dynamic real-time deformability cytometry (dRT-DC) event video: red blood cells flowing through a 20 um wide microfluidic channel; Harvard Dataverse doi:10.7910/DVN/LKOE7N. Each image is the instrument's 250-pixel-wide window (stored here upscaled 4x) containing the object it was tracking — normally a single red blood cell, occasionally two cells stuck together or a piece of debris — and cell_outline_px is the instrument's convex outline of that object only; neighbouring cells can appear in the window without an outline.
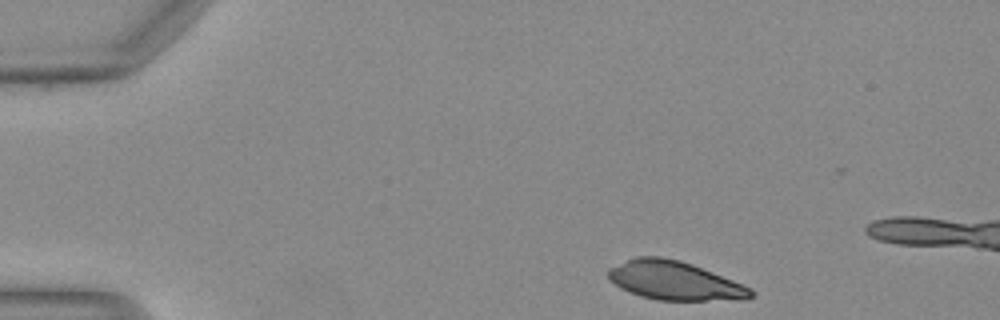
{"species": "Egyptian fruit bat (a non-hibernating species)", "species_latin": "Rousettus aegyptiacus", "temperature_condition": "warm", "stored_images_in_passage": 36, "camera_frame_rate_fps": 3000, "um_per_image_px": 0.085, "animal": {"sex": "female"}, "frame": {"image": 1, "passage_image": 1, "time_ms": 0.0, "image_size_px": [1000, 320], "cell_outline_px": [[756, 292], [752, 296], [744, 300], [656, 300], [640, 296], [628, 292], [620, 288], [608, 280], [608, 268], [636, 256], [660, 256], [680, 260], [692, 264], [744, 284], [752, 288]], "centroid_in_image_um": [57.34, 23.86], "position_along_channel_um": 27.7, "area_um2": 32.54}}
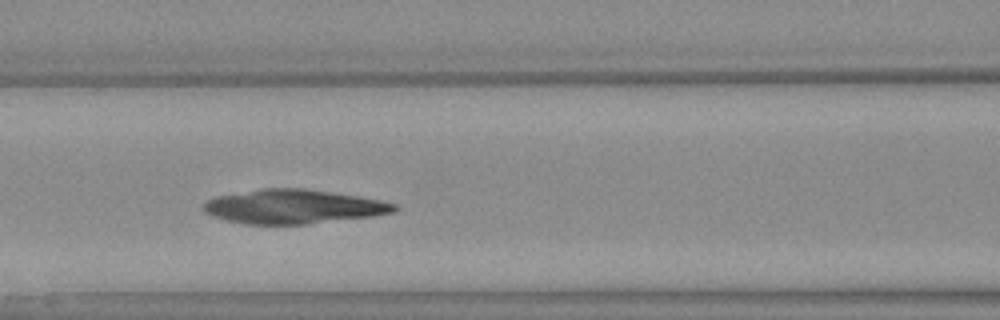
{"frame": {"image": 2, "passage_image": 15, "time_ms": 4.667, "image_size_px": [1000, 320], "cell_outline_px": [[400, 208], [396, 212], [376, 216], [308, 224], [244, 224], [212, 216], [204, 212], [204, 204], [208, 200], [216, 196], [264, 188], [304, 188], [360, 196], [400, 204]], "centroid_in_image_um": [25.03, 17.56], "position_along_channel_um": 141.6, "area_um2": 38.21}}
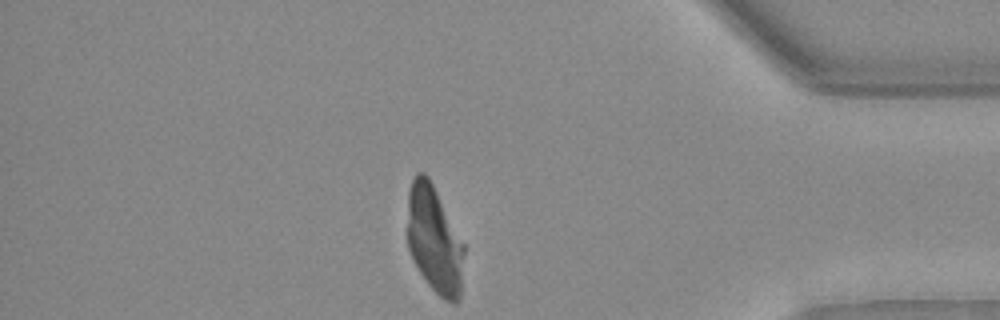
{"frame": {"image": 3, "passage_image": 36, "time_ms": 11.667, "image_size_px": [1000, 320], "cell_outline_px": [[464, 252], [460, 300], [456, 304], [452, 304], [444, 300], [428, 284], [420, 272], [408, 248], [408, 192], [412, 180], [420, 172], [424, 172], [428, 176], [464, 244]], "centroid_in_image_um": [36.93, 20.42], "position_along_channel_um": 398.3, "area_um2": 35.14}}